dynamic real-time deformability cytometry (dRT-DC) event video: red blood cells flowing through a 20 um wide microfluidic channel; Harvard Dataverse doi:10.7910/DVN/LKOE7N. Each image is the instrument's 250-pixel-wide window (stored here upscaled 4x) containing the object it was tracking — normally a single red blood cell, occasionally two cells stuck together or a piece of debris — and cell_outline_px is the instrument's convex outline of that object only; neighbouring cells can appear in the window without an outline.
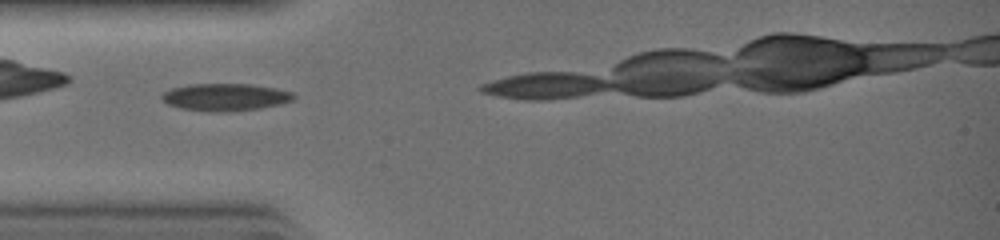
{"species": "common noctule bat (a hibernating species)", "species_latin": "Nyctalus noctula", "temperature_condition": "warm", "stored_images_in_passage": 4, "camera_frame_rate_fps": 3000, "um_per_image_px": 0.085, "animal": {"sex": "female", "body_mass_g": 19.0, "forearm_length_mm": 51.5}, "frame": {"image": 1, "passage_image": 2, "time_ms": 0.333, "image_size_px": [1000, 240], "cell_outline_px": [[296, 96], [292, 100], [280, 104], [260, 108], [228, 112], [212, 112], [180, 108], [168, 104], [160, 96], [164, 92], [172, 88], [188, 84], [252, 84], [276, 88], [292, 92]], "centroid_in_image_um": [19.16, 8.25], "position_along_channel_um": 65.8, "area_um2": 21.04}}